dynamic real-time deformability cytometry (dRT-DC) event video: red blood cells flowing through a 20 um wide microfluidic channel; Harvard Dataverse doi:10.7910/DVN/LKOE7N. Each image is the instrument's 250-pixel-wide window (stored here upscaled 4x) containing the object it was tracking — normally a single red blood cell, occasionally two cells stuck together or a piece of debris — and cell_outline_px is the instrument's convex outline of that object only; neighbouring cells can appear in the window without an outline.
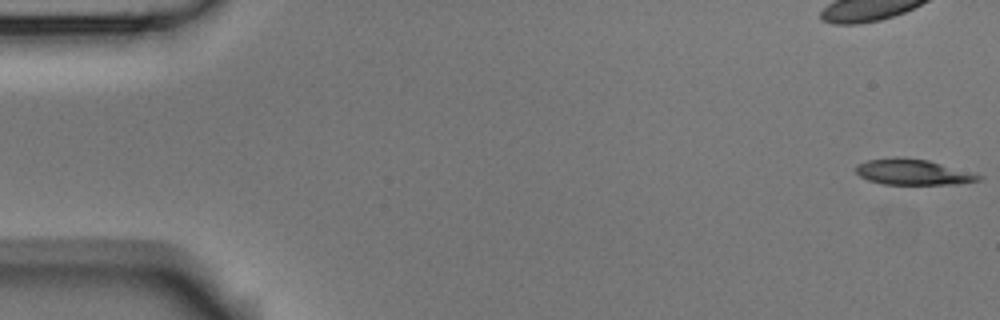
{"species": "Egyptian fruit bat (a non-hibernating species)", "species_latin": "Rousettus aegyptiacus", "temperature_condition": "room temperature", "stored_images_in_passage": 4, "camera_frame_rate_fps": 3000, "um_per_image_px": 0.085, "animal": {"sex": "male"}, "frame": {"image": 1, "passage_image": 1, "time_ms": 0.0, "image_size_px": [1000, 320], "cell_outline_px": [[984, 176], [980, 180], [956, 184], [884, 184], [868, 180], [860, 176], [856, 172], [856, 164], [868, 160], [896, 156], [928, 160]], "centroid_in_image_um": [77.56, 14.62], "position_along_channel_um": 7.4, "area_um2": 18.26}}